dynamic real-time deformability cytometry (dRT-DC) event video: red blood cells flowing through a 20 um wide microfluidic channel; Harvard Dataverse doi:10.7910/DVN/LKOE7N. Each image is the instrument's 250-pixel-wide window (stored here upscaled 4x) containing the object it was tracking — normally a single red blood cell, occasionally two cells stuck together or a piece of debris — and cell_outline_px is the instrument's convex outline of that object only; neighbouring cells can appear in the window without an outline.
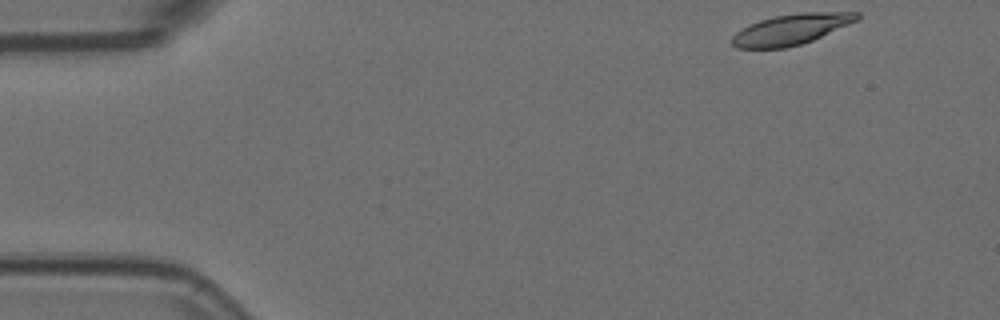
{"species": "Egyptian fruit bat (a non-hibernating species)", "species_latin": "Rousettus aegyptiacus", "temperature_condition": "room temperature", "stored_images_in_passage": 11, "camera_frame_rate_fps": 3000, "um_per_image_px": 0.085, "animal": {"sex": "female"}, "frame": {"image": 1, "passage_image": 1, "time_ms": 0.0, "image_size_px": [1000, 320], "cell_outline_px": [[860, 20], [812, 40], [800, 44], [784, 48], [736, 48], [732, 44], [732, 36], [736, 32], [760, 20], [776, 16], [800, 12], [860, 12]], "centroid_in_image_um": [67.3, 2.49], "position_along_channel_um": 17.7, "area_um2": 22.14}}